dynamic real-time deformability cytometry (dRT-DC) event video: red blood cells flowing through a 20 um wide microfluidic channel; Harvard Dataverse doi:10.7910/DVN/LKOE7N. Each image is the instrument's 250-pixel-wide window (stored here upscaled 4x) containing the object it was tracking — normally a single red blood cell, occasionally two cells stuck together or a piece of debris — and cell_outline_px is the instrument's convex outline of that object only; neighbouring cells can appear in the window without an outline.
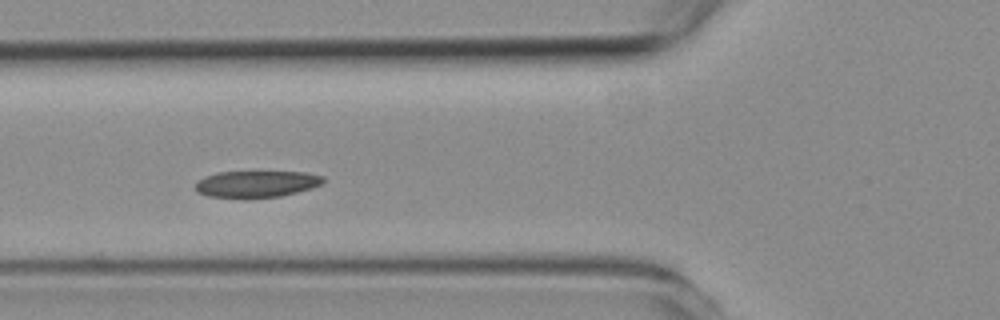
{"species": "common noctule bat (a hibernating species)", "species_latin": "Nyctalus noctula", "temperature_condition": "room temperature", "stored_images_in_passage": 7, "camera_frame_rate_fps": 3000, "um_per_image_px": 0.085, "animal": {"sex": "female", "body_mass_g": 19.3, "forearm_length_mm": 54.1}, "frame": {"image": 1, "passage_image": 3, "time_ms": 2.333, "image_size_px": [1000, 320], "cell_outline_px": [[324, 180], [320, 184], [312, 188], [280, 196], [244, 200], [240, 200], [208, 196], [196, 192], [196, 180], [204, 176], [216, 172], [308, 172], [324, 176]], "centroid_in_image_um": [21.74, 15.66], "position_along_channel_um": 104.1, "area_um2": 20.46}}